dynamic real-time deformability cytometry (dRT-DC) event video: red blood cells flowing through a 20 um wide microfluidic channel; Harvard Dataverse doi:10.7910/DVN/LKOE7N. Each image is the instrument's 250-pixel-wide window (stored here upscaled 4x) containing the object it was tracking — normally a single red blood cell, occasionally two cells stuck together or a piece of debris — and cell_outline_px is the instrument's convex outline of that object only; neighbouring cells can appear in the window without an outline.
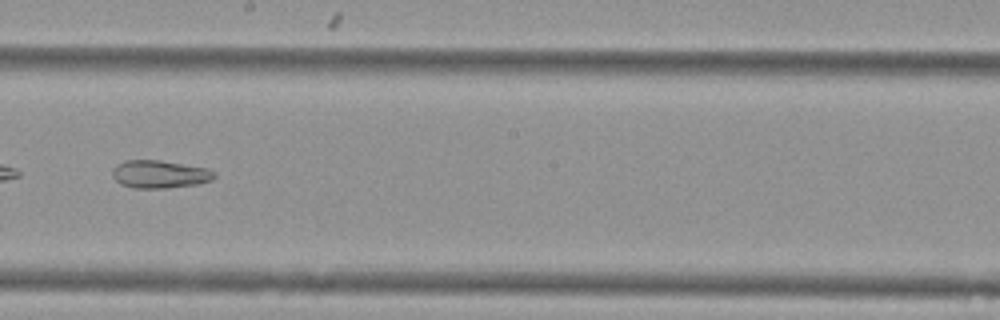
{"species": "Egyptian fruit bat (a non-hibernating species)", "species_latin": "Rousettus aegyptiacus", "temperature_condition": "cold", "stored_images_in_passage": 52, "camera_frame_rate_fps": 3000, "um_per_image_px": 0.085, "animal": {"sex": "female"}, "frame": {"image": 1, "passage_image": 30, "time_ms": 9.667, "image_size_px": [1000, 320], "cell_outline_px": [[216, 176], [212, 180], [196, 184], [168, 188], [132, 188], [120, 184], [112, 176], [112, 168], [116, 164], [124, 160], [160, 160], [208, 168], [216, 172]], "centroid_in_image_um": [13.56, 14.8], "position_along_channel_um": 234.6, "area_um2": 16.76}}